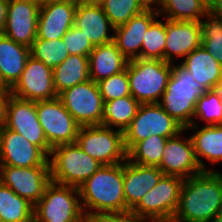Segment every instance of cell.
Returning a JSON list of instances; mask_svg holds the SVG:
<instances>
[{
	"label": "cell",
	"instance_id": "23",
	"mask_svg": "<svg viewBox=\"0 0 222 222\" xmlns=\"http://www.w3.org/2000/svg\"><path fill=\"white\" fill-rule=\"evenodd\" d=\"M195 121L192 125L188 126L184 130L195 129V133L190 136L193 144V149L197 158V161L203 171H217L215 169H208L202 160L203 158L211 162V164H217L222 162V124L211 126H198ZM202 158V159H201Z\"/></svg>",
	"mask_w": 222,
	"mask_h": 222
},
{
	"label": "cell",
	"instance_id": "18",
	"mask_svg": "<svg viewBox=\"0 0 222 222\" xmlns=\"http://www.w3.org/2000/svg\"><path fill=\"white\" fill-rule=\"evenodd\" d=\"M77 4L78 2L74 0H50L41 5L36 38L62 39L74 25Z\"/></svg>",
	"mask_w": 222,
	"mask_h": 222
},
{
	"label": "cell",
	"instance_id": "20",
	"mask_svg": "<svg viewBox=\"0 0 222 222\" xmlns=\"http://www.w3.org/2000/svg\"><path fill=\"white\" fill-rule=\"evenodd\" d=\"M157 17H159L157 11L144 10L127 23L114 28L113 41L128 61L141 58V45L145 32Z\"/></svg>",
	"mask_w": 222,
	"mask_h": 222
},
{
	"label": "cell",
	"instance_id": "30",
	"mask_svg": "<svg viewBox=\"0 0 222 222\" xmlns=\"http://www.w3.org/2000/svg\"><path fill=\"white\" fill-rule=\"evenodd\" d=\"M208 12L202 0H162L159 16L171 21H200Z\"/></svg>",
	"mask_w": 222,
	"mask_h": 222
},
{
	"label": "cell",
	"instance_id": "10",
	"mask_svg": "<svg viewBox=\"0 0 222 222\" xmlns=\"http://www.w3.org/2000/svg\"><path fill=\"white\" fill-rule=\"evenodd\" d=\"M58 98L80 126L101 125L104 101L92 79L63 90Z\"/></svg>",
	"mask_w": 222,
	"mask_h": 222
},
{
	"label": "cell",
	"instance_id": "15",
	"mask_svg": "<svg viewBox=\"0 0 222 222\" xmlns=\"http://www.w3.org/2000/svg\"><path fill=\"white\" fill-rule=\"evenodd\" d=\"M48 155L20 133L0 126V165L13 167L49 166Z\"/></svg>",
	"mask_w": 222,
	"mask_h": 222
},
{
	"label": "cell",
	"instance_id": "43",
	"mask_svg": "<svg viewBox=\"0 0 222 222\" xmlns=\"http://www.w3.org/2000/svg\"><path fill=\"white\" fill-rule=\"evenodd\" d=\"M8 1L9 0H0V35L3 34L4 30Z\"/></svg>",
	"mask_w": 222,
	"mask_h": 222
},
{
	"label": "cell",
	"instance_id": "48",
	"mask_svg": "<svg viewBox=\"0 0 222 222\" xmlns=\"http://www.w3.org/2000/svg\"><path fill=\"white\" fill-rule=\"evenodd\" d=\"M215 222H222V207L217 214Z\"/></svg>",
	"mask_w": 222,
	"mask_h": 222
},
{
	"label": "cell",
	"instance_id": "14",
	"mask_svg": "<svg viewBox=\"0 0 222 222\" xmlns=\"http://www.w3.org/2000/svg\"><path fill=\"white\" fill-rule=\"evenodd\" d=\"M11 94L34 102L57 98L53 70L40 60L29 56L20 79L11 88Z\"/></svg>",
	"mask_w": 222,
	"mask_h": 222
},
{
	"label": "cell",
	"instance_id": "17",
	"mask_svg": "<svg viewBox=\"0 0 222 222\" xmlns=\"http://www.w3.org/2000/svg\"><path fill=\"white\" fill-rule=\"evenodd\" d=\"M183 132L185 130L167 139L158 168L164 175L187 179L204 171L197 161L190 136L183 139Z\"/></svg>",
	"mask_w": 222,
	"mask_h": 222
},
{
	"label": "cell",
	"instance_id": "26",
	"mask_svg": "<svg viewBox=\"0 0 222 222\" xmlns=\"http://www.w3.org/2000/svg\"><path fill=\"white\" fill-rule=\"evenodd\" d=\"M29 56L30 48L0 35V73L10 88L20 79Z\"/></svg>",
	"mask_w": 222,
	"mask_h": 222
},
{
	"label": "cell",
	"instance_id": "7",
	"mask_svg": "<svg viewBox=\"0 0 222 222\" xmlns=\"http://www.w3.org/2000/svg\"><path fill=\"white\" fill-rule=\"evenodd\" d=\"M183 181L178 176L163 175L130 212L144 222H172Z\"/></svg>",
	"mask_w": 222,
	"mask_h": 222
},
{
	"label": "cell",
	"instance_id": "38",
	"mask_svg": "<svg viewBox=\"0 0 222 222\" xmlns=\"http://www.w3.org/2000/svg\"><path fill=\"white\" fill-rule=\"evenodd\" d=\"M69 55H80L89 57L95 47L86 36L74 25L62 37Z\"/></svg>",
	"mask_w": 222,
	"mask_h": 222
},
{
	"label": "cell",
	"instance_id": "46",
	"mask_svg": "<svg viewBox=\"0 0 222 222\" xmlns=\"http://www.w3.org/2000/svg\"><path fill=\"white\" fill-rule=\"evenodd\" d=\"M0 89H11L4 81L0 73Z\"/></svg>",
	"mask_w": 222,
	"mask_h": 222
},
{
	"label": "cell",
	"instance_id": "16",
	"mask_svg": "<svg viewBox=\"0 0 222 222\" xmlns=\"http://www.w3.org/2000/svg\"><path fill=\"white\" fill-rule=\"evenodd\" d=\"M40 5L29 0H9L3 34L28 48L37 37Z\"/></svg>",
	"mask_w": 222,
	"mask_h": 222
},
{
	"label": "cell",
	"instance_id": "29",
	"mask_svg": "<svg viewBox=\"0 0 222 222\" xmlns=\"http://www.w3.org/2000/svg\"><path fill=\"white\" fill-rule=\"evenodd\" d=\"M34 205L0 181V222H31Z\"/></svg>",
	"mask_w": 222,
	"mask_h": 222
},
{
	"label": "cell",
	"instance_id": "9",
	"mask_svg": "<svg viewBox=\"0 0 222 222\" xmlns=\"http://www.w3.org/2000/svg\"><path fill=\"white\" fill-rule=\"evenodd\" d=\"M183 130L159 103L140 104L135 117L124 131L125 148L128 152L137 142L150 135L172 138Z\"/></svg>",
	"mask_w": 222,
	"mask_h": 222
},
{
	"label": "cell",
	"instance_id": "41",
	"mask_svg": "<svg viewBox=\"0 0 222 222\" xmlns=\"http://www.w3.org/2000/svg\"><path fill=\"white\" fill-rule=\"evenodd\" d=\"M137 1L144 10H155L159 12L162 5V0H137ZM155 5L156 8L154 7Z\"/></svg>",
	"mask_w": 222,
	"mask_h": 222
},
{
	"label": "cell",
	"instance_id": "6",
	"mask_svg": "<svg viewBox=\"0 0 222 222\" xmlns=\"http://www.w3.org/2000/svg\"><path fill=\"white\" fill-rule=\"evenodd\" d=\"M79 188L50 182L34 205L36 222H83Z\"/></svg>",
	"mask_w": 222,
	"mask_h": 222
},
{
	"label": "cell",
	"instance_id": "27",
	"mask_svg": "<svg viewBox=\"0 0 222 222\" xmlns=\"http://www.w3.org/2000/svg\"><path fill=\"white\" fill-rule=\"evenodd\" d=\"M89 79V58L85 56L69 55L53 69V81L57 94Z\"/></svg>",
	"mask_w": 222,
	"mask_h": 222
},
{
	"label": "cell",
	"instance_id": "32",
	"mask_svg": "<svg viewBox=\"0 0 222 222\" xmlns=\"http://www.w3.org/2000/svg\"><path fill=\"white\" fill-rule=\"evenodd\" d=\"M202 19L201 46L222 65V19L209 11Z\"/></svg>",
	"mask_w": 222,
	"mask_h": 222
},
{
	"label": "cell",
	"instance_id": "33",
	"mask_svg": "<svg viewBox=\"0 0 222 222\" xmlns=\"http://www.w3.org/2000/svg\"><path fill=\"white\" fill-rule=\"evenodd\" d=\"M30 56L54 69L68 58L69 53L62 39L46 40L36 38L30 46Z\"/></svg>",
	"mask_w": 222,
	"mask_h": 222
},
{
	"label": "cell",
	"instance_id": "8",
	"mask_svg": "<svg viewBox=\"0 0 222 222\" xmlns=\"http://www.w3.org/2000/svg\"><path fill=\"white\" fill-rule=\"evenodd\" d=\"M76 143L102 165L119 164L127 160L124 132L116 128L103 125L81 126Z\"/></svg>",
	"mask_w": 222,
	"mask_h": 222
},
{
	"label": "cell",
	"instance_id": "4",
	"mask_svg": "<svg viewBox=\"0 0 222 222\" xmlns=\"http://www.w3.org/2000/svg\"><path fill=\"white\" fill-rule=\"evenodd\" d=\"M51 181L79 188L102 165L84 152L78 144H61L48 157Z\"/></svg>",
	"mask_w": 222,
	"mask_h": 222
},
{
	"label": "cell",
	"instance_id": "40",
	"mask_svg": "<svg viewBox=\"0 0 222 222\" xmlns=\"http://www.w3.org/2000/svg\"><path fill=\"white\" fill-rule=\"evenodd\" d=\"M11 95V89H0V126L6 118L7 103Z\"/></svg>",
	"mask_w": 222,
	"mask_h": 222
},
{
	"label": "cell",
	"instance_id": "36",
	"mask_svg": "<svg viewBox=\"0 0 222 222\" xmlns=\"http://www.w3.org/2000/svg\"><path fill=\"white\" fill-rule=\"evenodd\" d=\"M101 7L114 28L144 11L137 0H104Z\"/></svg>",
	"mask_w": 222,
	"mask_h": 222
},
{
	"label": "cell",
	"instance_id": "2",
	"mask_svg": "<svg viewBox=\"0 0 222 222\" xmlns=\"http://www.w3.org/2000/svg\"><path fill=\"white\" fill-rule=\"evenodd\" d=\"M124 163L101 165L80 187V201L86 214H125Z\"/></svg>",
	"mask_w": 222,
	"mask_h": 222
},
{
	"label": "cell",
	"instance_id": "42",
	"mask_svg": "<svg viewBox=\"0 0 222 222\" xmlns=\"http://www.w3.org/2000/svg\"><path fill=\"white\" fill-rule=\"evenodd\" d=\"M208 11L222 19V0H212L208 5Z\"/></svg>",
	"mask_w": 222,
	"mask_h": 222
},
{
	"label": "cell",
	"instance_id": "11",
	"mask_svg": "<svg viewBox=\"0 0 222 222\" xmlns=\"http://www.w3.org/2000/svg\"><path fill=\"white\" fill-rule=\"evenodd\" d=\"M36 111L39 123L51 148L76 142L81 126L74 120L58 97L37 101Z\"/></svg>",
	"mask_w": 222,
	"mask_h": 222
},
{
	"label": "cell",
	"instance_id": "34",
	"mask_svg": "<svg viewBox=\"0 0 222 222\" xmlns=\"http://www.w3.org/2000/svg\"><path fill=\"white\" fill-rule=\"evenodd\" d=\"M156 18L148 27L141 45L142 59H159L165 61L166 19Z\"/></svg>",
	"mask_w": 222,
	"mask_h": 222
},
{
	"label": "cell",
	"instance_id": "25",
	"mask_svg": "<svg viewBox=\"0 0 222 222\" xmlns=\"http://www.w3.org/2000/svg\"><path fill=\"white\" fill-rule=\"evenodd\" d=\"M180 64L205 90L215 89L222 81V65L202 46L188 54Z\"/></svg>",
	"mask_w": 222,
	"mask_h": 222
},
{
	"label": "cell",
	"instance_id": "5",
	"mask_svg": "<svg viewBox=\"0 0 222 222\" xmlns=\"http://www.w3.org/2000/svg\"><path fill=\"white\" fill-rule=\"evenodd\" d=\"M172 72V64L159 59L128 61L131 96L140 104L159 103Z\"/></svg>",
	"mask_w": 222,
	"mask_h": 222
},
{
	"label": "cell",
	"instance_id": "35",
	"mask_svg": "<svg viewBox=\"0 0 222 222\" xmlns=\"http://www.w3.org/2000/svg\"><path fill=\"white\" fill-rule=\"evenodd\" d=\"M196 118L205 121V126L222 124V103L216 89L206 90L197 100L193 122Z\"/></svg>",
	"mask_w": 222,
	"mask_h": 222
},
{
	"label": "cell",
	"instance_id": "31",
	"mask_svg": "<svg viewBox=\"0 0 222 222\" xmlns=\"http://www.w3.org/2000/svg\"><path fill=\"white\" fill-rule=\"evenodd\" d=\"M167 139L158 135H150L148 138L137 142L127 152V159L132 163L158 167Z\"/></svg>",
	"mask_w": 222,
	"mask_h": 222
},
{
	"label": "cell",
	"instance_id": "28",
	"mask_svg": "<svg viewBox=\"0 0 222 222\" xmlns=\"http://www.w3.org/2000/svg\"><path fill=\"white\" fill-rule=\"evenodd\" d=\"M140 103L131 95L103 102L101 125L124 132L136 115Z\"/></svg>",
	"mask_w": 222,
	"mask_h": 222
},
{
	"label": "cell",
	"instance_id": "12",
	"mask_svg": "<svg viewBox=\"0 0 222 222\" xmlns=\"http://www.w3.org/2000/svg\"><path fill=\"white\" fill-rule=\"evenodd\" d=\"M3 125L20 133L29 142L40 147L48 156L50 155L52 148L49 146L39 123L36 102L11 95L7 103Z\"/></svg>",
	"mask_w": 222,
	"mask_h": 222
},
{
	"label": "cell",
	"instance_id": "1",
	"mask_svg": "<svg viewBox=\"0 0 222 222\" xmlns=\"http://www.w3.org/2000/svg\"><path fill=\"white\" fill-rule=\"evenodd\" d=\"M222 207V173L204 171L184 179L172 222H215Z\"/></svg>",
	"mask_w": 222,
	"mask_h": 222
},
{
	"label": "cell",
	"instance_id": "21",
	"mask_svg": "<svg viewBox=\"0 0 222 222\" xmlns=\"http://www.w3.org/2000/svg\"><path fill=\"white\" fill-rule=\"evenodd\" d=\"M163 172L156 166H145L124 162L123 191L126 206L132 210L163 176Z\"/></svg>",
	"mask_w": 222,
	"mask_h": 222
},
{
	"label": "cell",
	"instance_id": "37",
	"mask_svg": "<svg viewBox=\"0 0 222 222\" xmlns=\"http://www.w3.org/2000/svg\"><path fill=\"white\" fill-rule=\"evenodd\" d=\"M97 84L104 102L131 95L127 66L124 71L102 79Z\"/></svg>",
	"mask_w": 222,
	"mask_h": 222
},
{
	"label": "cell",
	"instance_id": "13",
	"mask_svg": "<svg viewBox=\"0 0 222 222\" xmlns=\"http://www.w3.org/2000/svg\"><path fill=\"white\" fill-rule=\"evenodd\" d=\"M0 181L35 205L51 182L50 166L13 167L0 165Z\"/></svg>",
	"mask_w": 222,
	"mask_h": 222
},
{
	"label": "cell",
	"instance_id": "49",
	"mask_svg": "<svg viewBox=\"0 0 222 222\" xmlns=\"http://www.w3.org/2000/svg\"><path fill=\"white\" fill-rule=\"evenodd\" d=\"M202 1L205 2L207 5H209L212 2V0H202Z\"/></svg>",
	"mask_w": 222,
	"mask_h": 222
},
{
	"label": "cell",
	"instance_id": "19",
	"mask_svg": "<svg viewBox=\"0 0 222 222\" xmlns=\"http://www.w3.org/2000/svg\"><path fill=\"white\" fill-rule=\"evenodd\" d=\"M201 28L198 21H171L166 19L165 62L185 58L201 46ZM175 57V58H174Z\"/></svg>",
	"mask_w": 222,
	"mask_h": 222
},
{
	"label": "cell",
	"instance_id": "45",
	"mask_svg": "<svg viewBox=\"0 0 222 222\" xmlns=\"http://www.w3.org/2000/svg\"><path fill=\"white\" fill-rule=\"evenodd\" d=\"M215 89L218 92L220 102L222 103V81L215 87Z\"/></svg>",
	"mask_w": 222,
	"mask_h": 222
},
{
	"label": "cell",
	"instance_id": "44",
	"mask_svg": "<svg viewBox=\"0 0 222 222\" xmlns=\"http://www.w3.org/2000/svg\"><path fill=\"white\" fill-rule=\"evenodd\" d=\"M104 0H80L79 3L87 4V5H94V6H101Z\"/></svg>",
	"mask_w": 222,
	"mask_h": 222
},
{
	"label": "cell",
	"instance_id": "22",
	"mask_svg": "<svg viewBox=\"0 0 222 222\" xmlns=\"http://www.w3.org/2000/svg\"><path fill=\"white\" fill-rule=\"evenodd\" d=\"M74 26L82 31L94 46L113 41L114 27L101 6L78 2ZM109 31H112V33L110 34Z\"/></svg>",
	"mask_w": 222,
	"mask_h": 222
},
{
	"label": "cell",
	"instance_id": "3",
	"mask_svg": "<svg viewBox=\"0 0 222 222\" xmlns=\"http://www.w3.org/2000/svg\"><path fill=\"white\" fill-rule=\"evenodd\" d=\"M206 90L180 63H172V72L159 104L184 129L192 125L197 100Z\"/></svg>",
	"mask_w": 222,
	"mask_h": 222
},
{
	"label": "cell",
	"instance_id": "24",
	"mask_svg": "<svg viewBox=\"0 0 222 222\" xmlns=\"http://www.w3.org/2000/svg\"><path fill=\"white\" fill-rule=\"evenodd\" d=\"M88 58L89 76L95 83L124 71L128 64L114 41L95 46Z\"/></svg>",
	"mask_w": 222,
	"mask_h": 222
},
{
	"label": "cell",
	"instance_id": "39",
	"mask_svg": "<svg viewBox=\"0 0 222 222\" xmlns=\"http://www.w3.org/2000/svg\"><path fill=\"white\" fill-rule=\"evenodd\" d=\"M83 222H144L131 212L125 214H86Z\"/></svg>",
	"mask_w": 222,
	"mask_h": 222
},
{
	"label": "cell",
	"instance_id": "47",
	"mask_svg": "<svg viewBox=\"0 0 222 222\" xmlns=\"http://www.w3.org/2000/svg\"><path fill=\"white\" fill-rule=\"evenodd\" d=\"M31 2L37 3L40 6L46 4L47 2H49L50 0H29Z\"/></svg>",
	"mask_w": 222,
	"mask_h": 222
}]
</instances>
